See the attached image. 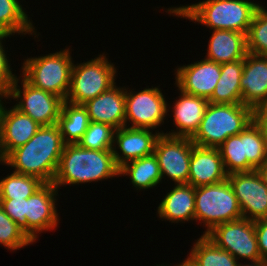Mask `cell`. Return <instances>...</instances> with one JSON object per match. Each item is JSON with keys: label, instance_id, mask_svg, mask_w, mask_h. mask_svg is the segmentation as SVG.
<instances>
[{"label": "cell", "instance_id": "cell-24", "mask_svg": "<svg viewBox=\"0 0 267 266\" xmlns=\"http://www.w3.org/2000/svg\"><path fill=\"white\" fill-rule=\"evenodd\" d=\"M119 175L130 176V182L138 191L153 189L162 183L161 170L154 153L126 163L120 168Z\"/></svg>", "mask_w": 267, "mask_h": 266}, {"label": "cell", "instance_id": "cell-4", "mask_svg": "<svg viewBox=\"0 0 267 266\" xmlns=\"http://www.w3.org/2000/svg\"><path fill=\"white\" fill-rule=\"evenodd\" d=\"M253 121L254 109L250 106L209 103L191 141L198 146L218 148L228 137L238 135Z\"/></svg>", "mask_w": 267, "mask_h": 266}, {"label": "cell", "instance_id": "cell-30", "mask_svg": "<svg viewBox=\"0 0 267 266\" xmlns=\"http://www.w3.org/2000/svg\"><path fill=\"white\" fill-rule=\"evenodd\" d=\"M267 8L260 4L246 35L247 52L267 56Z\"/></svg>", "mask_w": 267, "mask_h": 266}, {"label": "cell", "instance_id": "cell-38", "mask_svg": "<svg viewBox=\"0 0 267 266\" xmlns=\"http://www.w3.org/2000/svg\"><path fill=\"white\" fill-rule=\"evenodd\" d=\"M256 171L260 175L263 183L267 186V160Z\"/></svg>", "mask_w": 267, "mask_h": 266}, {"label": "cell", "instance_id": "cell-22", "mask_svg": "<svg viewBox=\"0 0 267 266\" xmlns=\"http://www.w3.org/2000/svg\"><path fill=\"white\" fill-rule=\"evenodd\" d=\"M205 59L219 64L244 59L247 55L246 34L232 30H213Z\"/></svg>", "mask_w": 267, "mask_h": 266}, {"label": "cell", "instance_id": "cell-17", "mask_svg": "<svg viewBox=\"0 0 267 266\" xmlns=\"http://www.w3.org/2000/svg\"><path fill=\"white\" fill-rule=\"evenodd\" d=\"M227 178L219 149L193 144L188 184L196 188L216 184Z\"/></svg>", "mask_w": 267, "mask_h": 266}, {"label": "cell", "instance_id": "cell-7", "mask_svg": "<svg viewBox=\"0 0 267 266\" xmlns=\"http://www.w3.org/2000/svg\"><path fill=\"white\" fill-rule=\"evenodd\" d=\"M108 59L102 53L83 63L73 62L70 89L65 101L83 105L114 86L118 71Z\"/></svg>", "mask_w": 267, "mask_h": 266}, {"label": "cell", "instance_id": "cell-21", "mask_svg": "<svg viewBox=\"0 0 267 266\" xmlns=\"http://www.w3.org/2000/svg\"><path fill=\"white\" fill-rule=\"evenodd\" d=\"M156 213L159 218L171 223L194 221L195 187L189 184L175 185L166 192Z\"/></svg>", "mask_w": 267, "mask_h": 266}, {"label": "cell", "instance_id": "cell-1", "mask_svg": "<svg viewBox=\"0 0 267 266\" xmlns=\"http://www.w3.org/2000/svg\"><path fill=\"white\" fill-rule=\"evenodd\" d=\"M65 145L57 124L41 126L26 144L11 151L0 163L15 173L53 183Z\"/></svg>", "mask_w": 267, "mask_h": 266}, {"label": "cell", "instance_id": "cell-32", "mask_svg": "<svg viewBox=\"0 0 267 266\" xmlns=\"http://www.w3.org/2000/svg\"><path fill=\"white\" fill-rule=\"evenodd\" d=\"M33 243L0 206V245L10 251H16Z\"/></svg>", "mask_w": 267, "mask_h": 266}, {"label": "cell", "instance_id": "cell-3", "mask_svg": "<svg viewBox=\"0 0 267 266\" xmlns=\"http://www.w3.org/2000/svg\"><path fill=\"white\" fill-rule=\"evenodd\" d=\"M113 150H92L78 144H66L53 184L60 190L62 186L81 185L105 181L119 177Z\"/></svg>", "mask_w": 267, "mask_h": 266}, {"label": "cell", "instance_id": "cell-27", "mask_svg": "<svg viewBox=\"0 0 267 266\" xmlns=\"http://www.w3.org/2000/svg\"><path fill=\"white\" fill-rule=\"evenodd\" d=\"M195 241L187 255L199 266H239L234 256L218 247L206 235L202 234Z\"/></svg>", "mask_w": 267, "mask_h": 266}, {"label": "cell", "instance_id": "cell-39", "mask_svg": "<svg viewBox=\"0 0 267 266\" xmlns=\"http://www.w3.org/2000/svg\"><path fill=\"white\" fill-rule=\"evenodd\" d=\"M167 265L170 266L169 264ZM167 265L161 264L160 266H167ZM174 266H199V265L187 255V258H185L183 262L177 263V265L174 264Z\"/></svg>", "mask_w": 267, "mask_h": 266}, {"label": "cell", "instance_id": "cell-31", "mask_svg": "<svg viewBox=\"0 0 267 266\" xmlns=\"http://www.w3.org/2000/svg\"><path fill=\"white\" fill-rule=\"evenodd\" d=\"M245 148L247 162L255 170L267 160V137L255 121L245 128Z\"/></svg>", "mask_w": 267, "mask_h": 266}, {"label": "cell", "instance_id": "cell-16", "mask_svg": "<svg viewBox=\"0 0 267 266\" xmlns=\"http://www.w3.org/2000/svg\"><path fill=\"white\" fill-rule=\"evenodd\" d=\"M164 133L162 130L159 132L158 129L154 133L151 129L126 126L116 129L112 150L118 168L120 169L128 162L153 154L157 138Z\"/></svg>", "mask_w": 267, "mask_h": 266}, {"label": "cell", "instance_id": "cell-9", "mask_svg": "<svg viewBox=\"0 0 267 266\" xmlns=\"http://www.w3.org/2000/svg\"><path fill=\"white\" fill-rule=\"evenodd\" d=\"M5 97L8 101L16 99L14 106L40 126L57 124L64 102L61 97L29 84L21 75L16 77Z\"/></svg>", "mask_w": 267, "mask_h": 266}, {"label": "cell", "instance_id": "cell-19", "mask_svg": "<svg viewBox=\"0 0 267 266\" xmlns=\"http://www.w3.org/2000/svg\"><path fill=\"white\" fill-rule=\"evenodd\" d=\"M240 86L242 104L255 109L267 102V56L247 53Z\"/></svg>", "mask_w": 267, "mask_h": 266}, {"label": "cell", "instance_id": "cell-14", "mask_svg": "<svg viewBox=\"0 0 267 266\" xmlns=\"http://www.w3.org/2000/svg\"><path fill=\"white\" fill-rule=\"evenodd\" d=\"M5 100L6 97H0V162L11 151L26 144L41 127L15 106L7 109Z\"/></svg>", "mask_w": 267, "mask_h": 266}, {"label": "cell", "instance_id": "cell-8", "mask_svg": "<svg viewBox=\"0 0 267 266\" xmlns=\"http://www.w3.org/2000/svg\"><path fill=\"white\" fill-rule=\"evenodd\" d=\"M128 89L125 87V126L153 131L161 127L171 106L160 87L148 86L138 92Z\"/></svg>", "mask_w": 267, "mask_h": 266}, {"label": "cell", "instance_id": "cell-36", "mask_svg": "<svg viewBox=\"0 0 267 266\" xmlns=\"http://www.w3.org/2000/svg\"><path fill=\"white\" fill-rule=\"evenodd\" d=\"M258 251L263 260L267 261V218L255 221Z\"/></svg>", "mask_w": 267, "mask_h": 266}, {"label": "cell", "instance_id": "cell-26", "mask_svg": "<svg viewBox=\"0 0 267 266\" xmlns=\"http://www.w3.org/2000/svg\"><path fill=\"white\" fill-rule=\"evenodd\" d=\"M90 123L87 109L83 105L63 102L57 125L65 144H77Z\"/></svg>", "mask_w": 267, "mask_h": 266}, {"label": "cell", "instance_id": "cell-2", "mask_svg": "<svg viewBox=\"0 0 267 266\" xmlns=\"http://www.w3.org/2000/svg\"><path fill=\"white\" fill-rule=\"evenodd\" d=\"M254 0H203L190 5L169 7L170 16L188 19L212 30H232L247 35L259 7Z\"/></svg>", "mask_w": 267, "mask_h": 266}, {"label": "cell", "instance_id": "cell-25", "mask_svg": "<svg viewBox=\"0 0 267 266\" xmlns=\"http://www.w3.org/2000/svg\"><path fill=\"white\" fill-rule=\"evenodd\" d=\"M19 0H0V32L14 36L34 35L38 38L39 34L30 21L29 15ZM24 8V9H23Z\"/></svg>", "mask_w": 267, "mask_h": 266}, {"label": "cell", "instance_id": "cell-12", "mask_svg": "<svg viewBox=\"0 0 267 266\" xmlns=\"http://www.w3.org/2000/svg\"><path fill=\"white\" fill-rule=\"evenodd\" d=\"M58 191L53 183H44L26 199L27 235L33 242H37L38 235L44 231L59 227Z\"/></svg>", "mask_w": 267, "mask_h": 266}, {"label": "cell", "instance_id": "cell-10", "mask_svg": "<svg viewBox=\"0 0 267 266\" xmlns=\"http://www.w3.org/2000/svg\"><path fill=\"white\" fill-rule=\"evenodd\" d=\"M206 236L238 261L240 258L248 262L263 260L258 251L255 221L242 218L218 224Z\"/></svg>", "mask_w": 267, "mask_h": 266}, {"label": "cell", "instance_id": "cell-37", "mask_svg": "<svg viewBox=\"0 0 267 266\" xmlns=\"http://www.w3.org/2000/svg\"><path fill=\"white\" fill-rule=\"evenodd\" d=\"M254 121L261 127L267 137V102L254 109Z\"/></svg>", "mask_w": 267, "mask_h": 266}, {"label": "cell", "instance_id": "cell-5", "mask_svg": "<svg viewBox=\"0 0 267 266\" xmlns=\"http://www.w3.org/2000/svg\"><path fill=\"white\" fill-rule=\"evenodd\" d=\"M73 59L70 47L38 57H27L20 75L31 85L50 92L64 101L70 89Z\"/></svg>", "mask_w": 267, "mask_h": 266}, {"label": "cell", "instance_id": "cell-23", "mask_svg": "<svg viewBox=\"0 0 267 266\" xmlns=\"http://www.w3.org/2000/svg\"><path fill=\"white\" fill-rule=\"evenodd\" d=\"M244 59L221 64V75L215 90L208 100L214 104L242 103L240 79L243 74Z\"/></svg>", "mask_w": 267, "mask_h": 266}, {"label": "cell", "instance_id": "cell-35", "mask_svg": "<svg viewBox=\"0 0 267 266\" xmlns=\"http://www.w3.org/2000/svg\"><path fill=\"white\" fill-rule=\"evenodd\" d=\"M4 212L27 234L26 199H0Z\"/></svg>", "mask_w": 267, "mask_h": 266}, {"label": "cell", "instance_id": "cell-34", "mask_svg": "<svg viewBox=\"0 0 267 266\" xmlns=\"http://www.w3.org/2000/svg\"><path fill=\"white\" fill-rule=\"evenodd\" d=\"M12 35L0 32V97H5L12 84L15 82L17 75L11 68V63H9V56H7L6 47H4L3 42L6 41L8 37L11 38Z\"/></svg>", "mask_w": 267, "mask_h": 266}, {"label": "cell", "instance_id": "cell-18", "mask_svg": "<svg viewBox=\"0 0 267 266\" xmlns=\"http://www.w3.org/2000/svg\"><path fill=\"white\" fill-rule=\"evenodd\" d=\"M179 99L173 102V124L176 129L167 131L165 135L191 138L203 119L209 101L205 98L187 94L180 89ZM176 130V131H175Z\"/></svg>", "mask_w": 267, "mask_h": 266}, {"label": "cell", "instance_id": "cell-13", "mask_svg": "<svg viewBox=\"0 0 267 266\" xmlns=\"http://www.w3.org/2000/svg\"><path fill=\"white\" fill-rule=\"evenodd\" d=\"M244 219L267 218V186L256 170L228 175Z\"/></svg>", "mask_w": 267, "mask_h": 266}, {"label": "cell", "instance_id": "cell-6", "mask_svg": "<svg viewBox=\"0 0 267 266\" xmlns=\"http://www.w3.org/2000/svg\"><path fill=\"white\" fill-rule=\"evenodd\" d=\"M237 197L228 179L195 188V222L206 227L203 235L216 225L242 219Z\"/></svg>", "mask_w": 267, "mask_h": 266}, {"label": "cell", "instance_id": "cell-11", "mask_svg": "<svg viewBox=\"0 0 267 266\" xmlns=\"http://www.w3.org/2000/svg\"><path fill=\"white\" fill-rule=\"evenodd\" d=\"M193 144L188 137L161 134L157 138L154 155L157 158L162 179L166 180L167 176L175 185L188 184Z\"/></svg>", "mask_w": 267, "mask_h": 266}, {"label": "cell", "instance_id": "cell-28", "mask_svg": "<svg viewBox=\"0 0 267 266\" xmlns=\"http://www.w3.org/2000/svg\"><path fill=\"white\" fill-rule=\"evenodd\" d=\"M218 149L228 175L255 170L246 158L245 129L238 135L228 137Z\"/></svg>", "mask_w": 267, "mask_h": 266}, {"label": "cell", "instance_id": "cell-29", "mask_svg": "<svg viewBox=\"0 0 267 266\" xmlns=\"http://www.w3.org/2000/svg\"><path fill=\"white\" fill-rule=\"evenodd\" d=\"M44 184L35 176L11 172L0 179V199H27Z\"/></svg>", "mask_w": 267, "mask_h": 266}, {"label": "cell", "instance_id": "cell-20", "mask_svg": "<svg viewBox=\"0 0 267 266\" xmlns=\"http://www.w3.org/2000/svg\"><path fill=\"white\" fill-rule=\"evenodd\" d=\"M83 106L92 122L108 124L115 130L125 126V86L115 84Z\"/></svg>", "mask_w": 267, "mask_h": 266}, {"label": "cell", "instance_id": "cell-15", "mask_svg": "<svg viewBox=\"0 0 267 266\" xmlns=\"http://www.w3.org/2000/svg\"><path fill=\"white\" fill-rule=\"evenodd\" d=\"M175 84L183 92L209 100L220 79L221 64L205 58L175 69Z\"/></svg>", "mask_w": 267, "mask_h": 266}, {"label": "cell", "instance_id": "cell-40", "mask_svg": "<svg viewBox=\"0 0 267 266\" xmlns=\"http://www.w3.org/2000/svg\"><path fill=\"white\" fill-rule=\"evenodd\" d=\"M239 266H267L266 260H259L255 262H248L247 264L240 263Z\"/></svg>", "mask_w": 267, "mask_h": 266}, {"label": "cell", "instance_id": "cell-33", "mask_svg": "<svg viewBox=\"0 0 267 266\" xmlns=\"http://www.w3.org/2000/svg\"><path fill=\"white\" fill-rule=\"evenodd\" d=\"M114 131L115 129L108 124L90 121L86 132L77 144L92 150H112Z\"/></svg>", "mask_w": 267, "mask_h": 266}]
</instances>
